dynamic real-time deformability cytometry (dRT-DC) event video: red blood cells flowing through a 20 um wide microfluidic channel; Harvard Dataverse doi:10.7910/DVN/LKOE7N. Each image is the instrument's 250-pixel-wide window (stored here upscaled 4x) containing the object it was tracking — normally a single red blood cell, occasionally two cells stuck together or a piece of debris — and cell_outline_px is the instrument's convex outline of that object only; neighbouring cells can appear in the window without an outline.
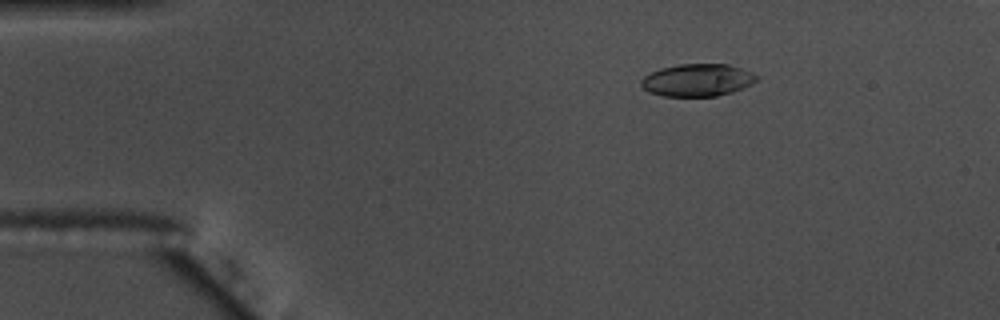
{"species": "common noctule bat (a hibernating species)", "species_latin": "Nyctalus noctula", "temperature_condition": "warm", "stored_images_in_passage": 55, "camera_frame_rate_fps": 3000, "um_per_image_px": 0.085, "animal": {"sex": "male", "body_mass_g": 17.5, "forearm_length_mm": 52.3}, "frame": {"image": 1, "passage_image": 9, "time_ms": 2.667, "image_size_px": [1000, 320], "cell_outline_px": [[760, 76], [752, 84], [732, 92], [716, 96], [664, 96], [648, 92], [640, 84], [640, 80], [644, 76], [660, 68], [680, 64], [728, 64], [752, 72]], "centroid_in_image_um": [59.28, 6.81], "position_along_channel_um": 25.7, "area_um2": 21.85}}
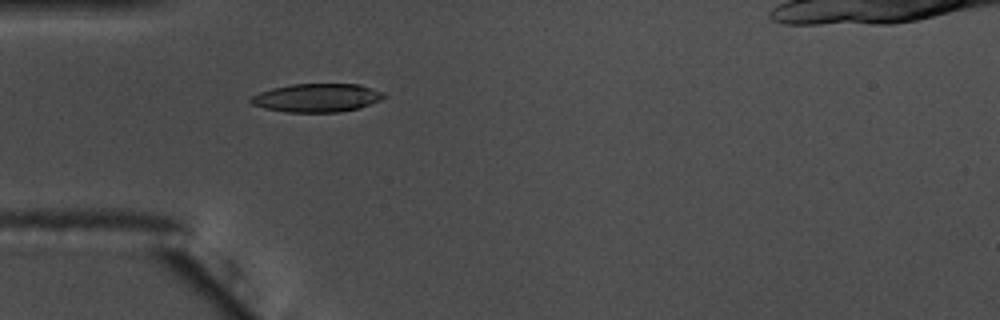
{"frame": {"image": 2, "passage_image": 17, "time_ms": 5.333, "image_size_px": [1000, 320], "cell_outline_px": [[388, 96], [380, 100], [360, 108], [340, 112], [288, 112], [264, 108], [252, 104], [248, 100], [252, 96], [260, 92], [272, 88], [292, 84], [360, 84], [384, 92]], "centroid_in_image_um": [26.97, 8.31], "position_along_channel_um": 58.0, "area_um2": 22.14}}
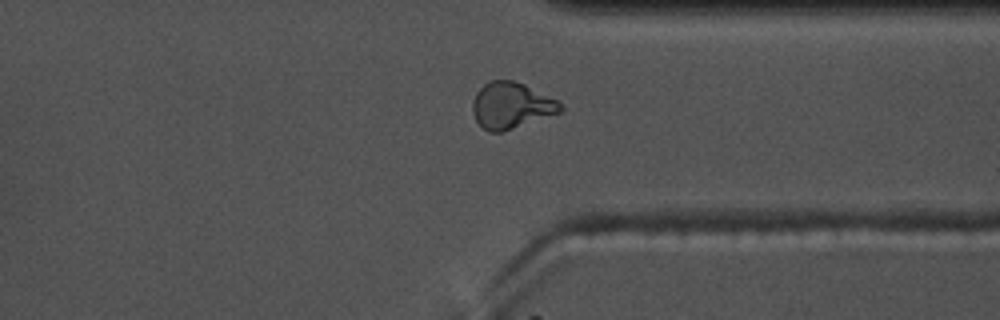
{"frame": {"image": 3, "passage_image": 43, "time_ms": 14.0, "image_size_px": [1000, 320], "cell_outline_px": [[564, 108], [560, 112], [500, 132], [488, 132], [476, 120], [472, 112], [472, 104], [476, 92], [488, 80], [512, 80], [524, 84], [560, 100], [564, 104]], "centroid_in_image_um": [43.47, 8.94], "position_along_channel_um": 367.9, "area_um2": 23.64}}